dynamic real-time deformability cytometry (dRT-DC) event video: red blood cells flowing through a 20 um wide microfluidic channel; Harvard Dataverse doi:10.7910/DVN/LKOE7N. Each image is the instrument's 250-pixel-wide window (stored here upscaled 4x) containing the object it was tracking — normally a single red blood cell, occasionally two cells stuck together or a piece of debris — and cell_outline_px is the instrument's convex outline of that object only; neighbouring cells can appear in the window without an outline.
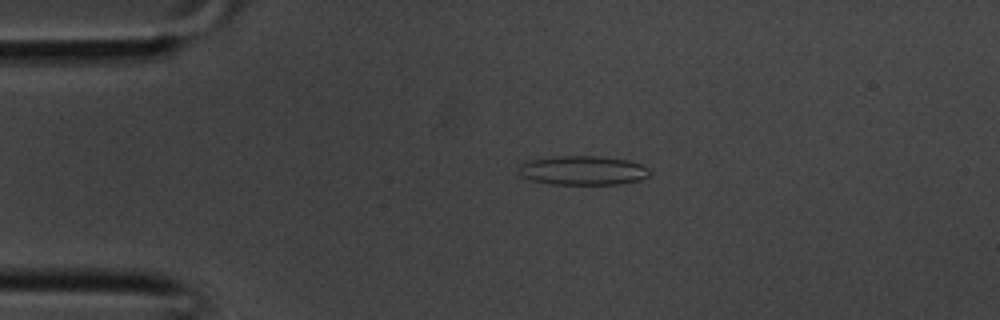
{"species": "common noctule bat (a hibernating species)", "species_latin": "Nyctalus noctula", "temperature_condition": "room temperature", "stored_images_in_passage": 35, "camera_frame_rate_fps": 3000, "um_per_image_px": 0.085, "animal": {"sex": "male", "body_mass_g": 20.1, "forearm_length_mm": 53.5}, "frame": {"image": 1, "passage_image": 7, "time_ms": 2.0, "image_size_px": [1000, 320], "cell_outline_px": [[652, 172], [648, 176], [640, 180], [620, 184], [548, 184], [532, 180], [524, 176], [520, 172], [520, 168], [528, 160], [552, 156], [600, 156], [628, 160], [640, 164], [648, 168]], "centroid_in_image_um": [49.6, 14.48], "position_along_channel_um": 35.4, "area_um2": 22.2}}
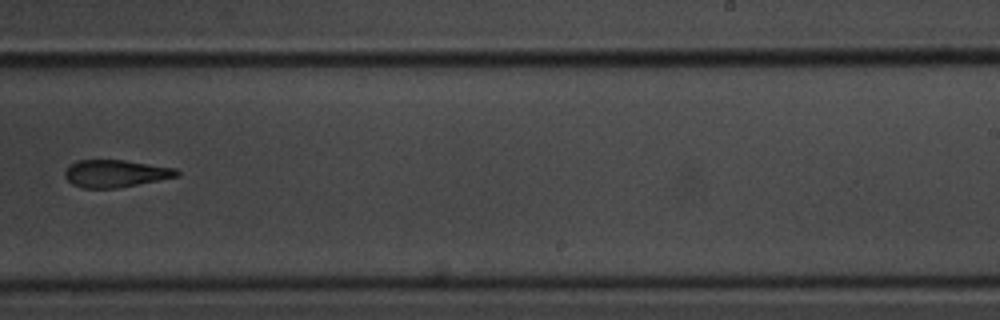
{"frame": {"image": 2, "passage_image": 22, "time_ms": 7.0, "image_size_px": [1000, 320], "cell_outline_px": [[180, 176], [116, 188], [80, 188], [72, 184], [64, 176], [64, 172], [68, 164], [76, 160], [124, 160], [176, 168], [180, 172]], "centroid_in_image_um": [9.79, 14.74], "position_along_channel_um": 279.2, "area_um2": 17.98}}
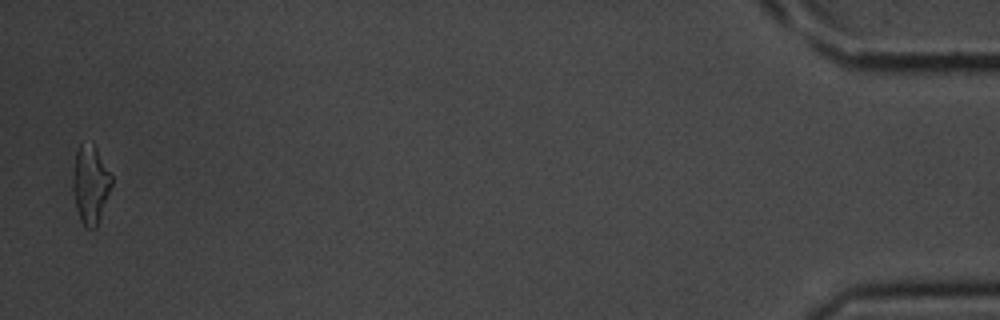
{"frame": {"image": 3, "passage_image": 35, "time_ms": 11.333, "image_size_px": [1000, 320], "cell_outline_px": [[112, 184], [96, 228], [88, 228], [80, 220], [76, 208], [72, 188], [72, 176], [76, 152], [80, 144], [92, 144], [96, 148], [112, 176]], "centroid_in_image_um": [7.67, 15.68], "position_along_channel_um": 427.5, "area_um2": 17.4}}